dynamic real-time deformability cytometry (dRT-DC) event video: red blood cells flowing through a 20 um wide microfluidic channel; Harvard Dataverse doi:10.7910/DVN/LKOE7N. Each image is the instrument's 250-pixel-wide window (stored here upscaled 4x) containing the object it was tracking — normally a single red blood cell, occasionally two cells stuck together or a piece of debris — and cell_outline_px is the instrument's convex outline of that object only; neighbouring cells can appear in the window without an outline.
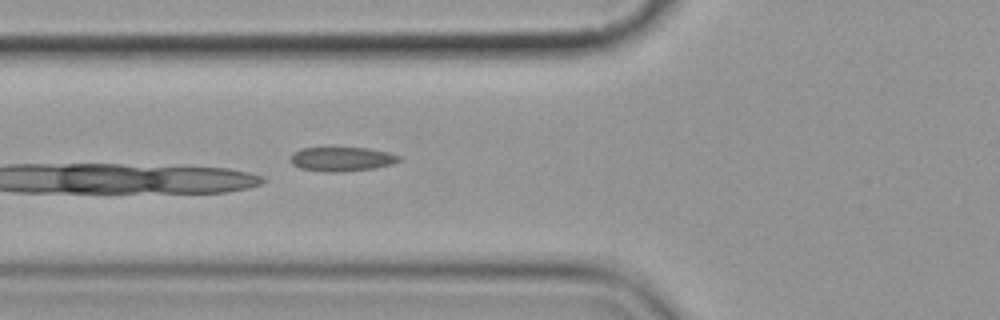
{"species": "common noctule bat (a hibernating species)", "species_latin": "Nyctalus noctula", "temperature_condition": "cold", "stored_images_in_passage": 3, "camera_frame_rate_fps": 3000, "um_per_image_px": 0.085, "animal": {"sex": "female", "body_mass_g": 19.9}, "frame": {"image": 1, "passage_image": 3, "time_ms": 2.333, "image_size_px": [1000, 320], "cell_outline_px": [[400, 160], [392, 164], [372, 168], [344, 172], [324, 172], [300, 168], [292, 164], [288, 160], [288, 156], [292, 152], [300, 148], [368, 148], [388, 152], [400, 156]], "centroid_in_image_um": [28.97, 13.52], "position_along_channel_um": 96.8, "area_um2": 15.49}}